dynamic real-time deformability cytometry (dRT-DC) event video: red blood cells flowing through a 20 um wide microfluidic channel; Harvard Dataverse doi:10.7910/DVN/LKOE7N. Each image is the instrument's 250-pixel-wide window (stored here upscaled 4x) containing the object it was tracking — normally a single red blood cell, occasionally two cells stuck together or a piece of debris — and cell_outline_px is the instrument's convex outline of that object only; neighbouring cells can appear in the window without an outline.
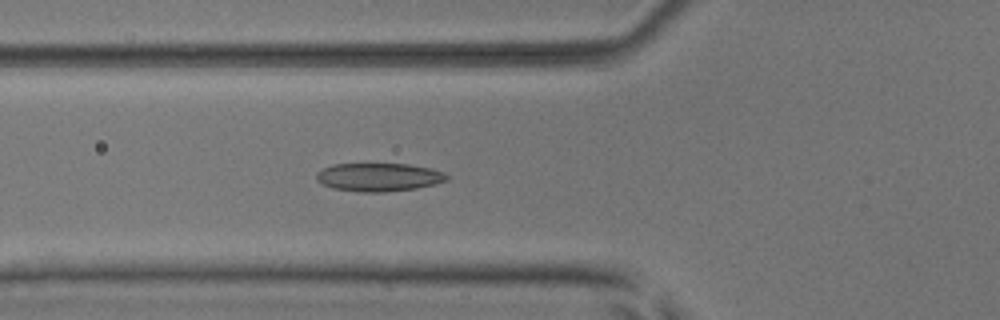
{"species": "common noctule bat (a hibernating species)", "species_latin": "Nyctalus noctula", "temperature_condition": "room temperature", "stored_images_in_passage": 36, "camera_frame_rate_fps": 3000, "um_per_image_px": 0.085, "animal": {"sex": "male", "body_mass_g": 17.9, "forearm_length_mm": 54.2}, "frame": {"image": 1, "passage_image": 3, "time_ms": 0.667, "image_size_px": [1000, 320], "cell_outline_px": [[448, 180], [436, 184], [416, 188], [384, 192], [360, 192], [332, 188], [316, 180], [316, 172], [332, 164], [408, 164], [432, 168], [444, 172], [448, 176]], "centroid_in_image_um": [32.21, 15.05], "position_along_channel_um": 93.6, "area_um2": 21.56}}
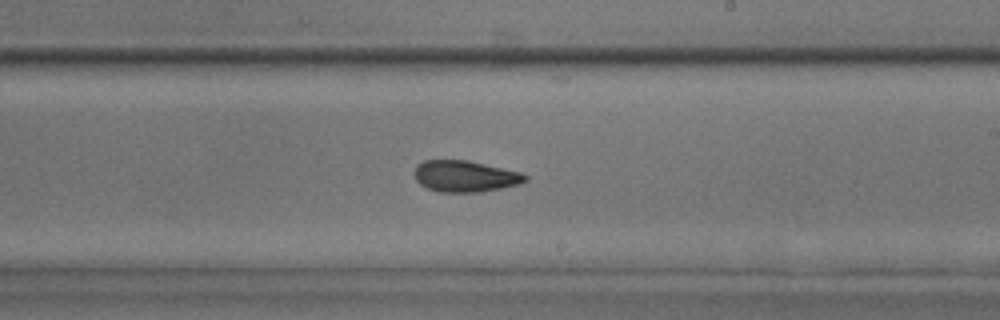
{"frame": {"image": 2, "passage_image": 15, "time_ms": 4.667, "image_size_px": [1000, 320], "cell_outline_px": [[528, 180], [520, 184], [480, 192], [440, 192], [428, 188], [420, 184], [416, 180], [416, 164], [424, 160], [468, 160], [520, 172], [528, 176]], "centroid_in_image_um": [39.55, 14.98], "position_along_channel_um": 249.5, "area_um2": 20.17}}
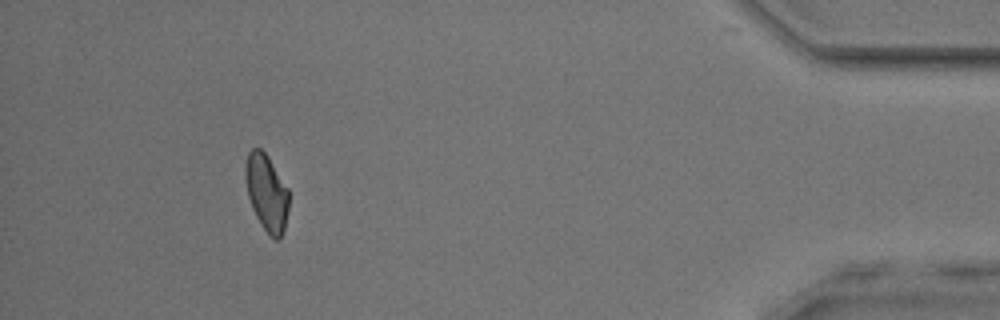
{"frame": {"image": 3, "passage_image": 32, "time_ms": 10.333, "image_size_px": [1000, 320], "cell_outline_px": [[288, 208], [284, 232], [280, 240], [276, 240], [260, 224], [252, 208], [248, 196], [244, 176], [244, 164], [248, 152], [252, 148], [260, 148], [268, 156], [288, 188]], "centroid_in_image_um": [22.65, 16.35], "position_along_channel_um": 412.6, "area_um2": 19.54}, "authors_computed_cell_mechanics": {"area_um2": 20.1722, "velocity_mm_per_s": 3.9103, "shape_relaxation_time_tau1_ms": 5.2738, "shape_relaxation_time_tau2_ms": 2.193, "deformation_change_tau1": 0.1366, "deformation_change_tau2": 0.0861}}